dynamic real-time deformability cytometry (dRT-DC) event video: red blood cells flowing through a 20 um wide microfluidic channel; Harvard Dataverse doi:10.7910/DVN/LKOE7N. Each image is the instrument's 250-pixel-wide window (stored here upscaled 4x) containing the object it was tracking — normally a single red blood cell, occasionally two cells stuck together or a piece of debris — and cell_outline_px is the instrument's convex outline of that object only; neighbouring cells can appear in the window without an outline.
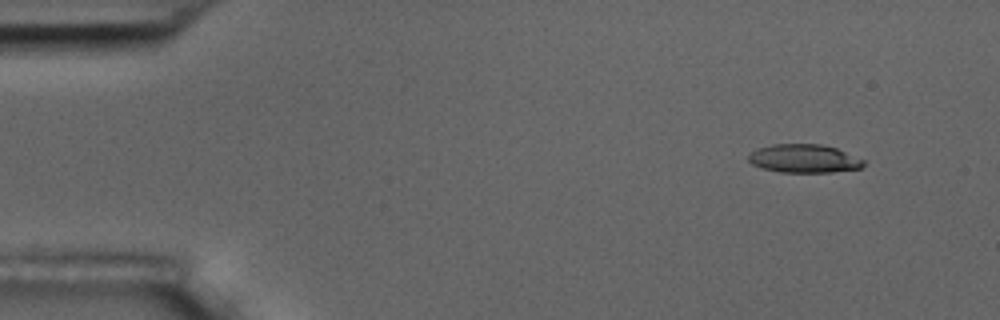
{"species": "common noctule bat (a hibernating species)", "species_latin": "Nyctalus noctula", "temperature_condition": "room temperature", "stored_images_in_passage": 4, "camera_frame_rate_fps": 3000, "um_per_image_px": 0.085, "animal": {"sex": "male", "body_mass_g": 17.5, "forearm_length_mm": 52.3}, "frame": {"image": 1, "passage_image": 1, "time_ms": 0.0, "image_size_px": [1000, 320], "cell_outline_px": [[864, 164], [860, 168], [832, 172], [780, 172], [764, 168], [752, 164], [748, 160], [748, 156], [756, 148], [772, 144], [820, 144], [836, 148], [864, 160]], "centroid_in_image_um": [68.32, 13.47], "position_along_channel_um": 16.7, "area_um2": 18.9}}
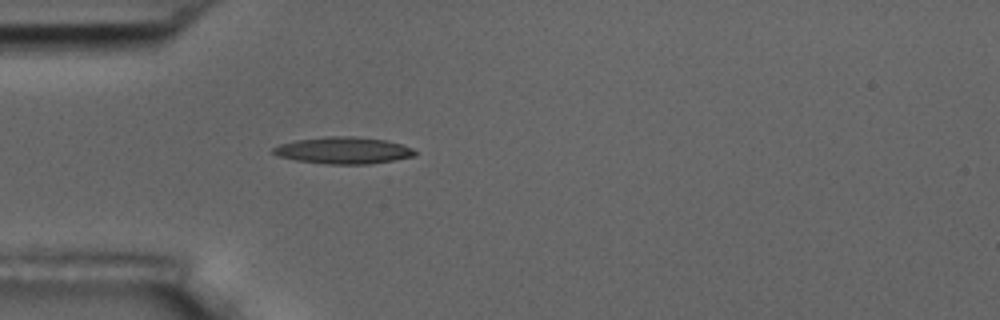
{"frame": {"image": 2, "passage_image": 4, "time_ms": 3.667, "image_size_px": [1000, 320], "cell_outline_px": [[416, 156], [368, 164], [328, 164], [296, 160], [280, 156], [272, 152], [272, 148], [280, 144], [296, 140], [328, 136], [352, 136], [384, 140], [400, 144], [412, 148], [416, 152]], "centroid_in_image_um": [29.18, 12.78], "position_along_channel_um": 55.8, "area_um2": 21.85}}